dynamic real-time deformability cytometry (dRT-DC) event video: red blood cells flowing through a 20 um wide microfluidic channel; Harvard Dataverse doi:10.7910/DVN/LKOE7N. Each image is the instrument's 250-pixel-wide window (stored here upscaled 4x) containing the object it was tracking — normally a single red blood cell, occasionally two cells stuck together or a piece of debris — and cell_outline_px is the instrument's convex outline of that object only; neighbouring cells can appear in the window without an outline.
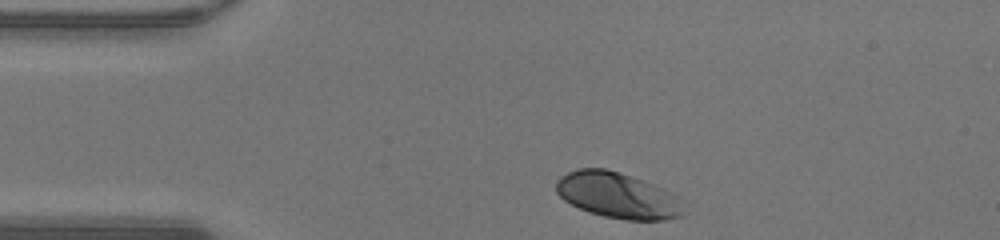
{"species": "human", "species_latin": "Homo sapiens", "temperature_condition": "warm", "stored_images_in_passage": 30, "camera_frame_rate_fps": 3000, "um_per_image_px": 0.085, "donor": {"sex": "male"}, "frame": {"image": 1, "passage_image": 1, "time_ms": 0.0, "image_size_px": [1000, 240], "cell_outline_px": [[680, 216], [664, 220], [624, 220], [604, 216], [588, 212], [564, 200], [556, 192], [556, 180], [560, 176], [576, 168], [604, 168], [664, 188], [672, 192], [676, 196], [680, 212]], "centroid_in_image_um": [52.41, 16.6], "position_along_channel_um": 32.6, "area_um2": 33.41}}
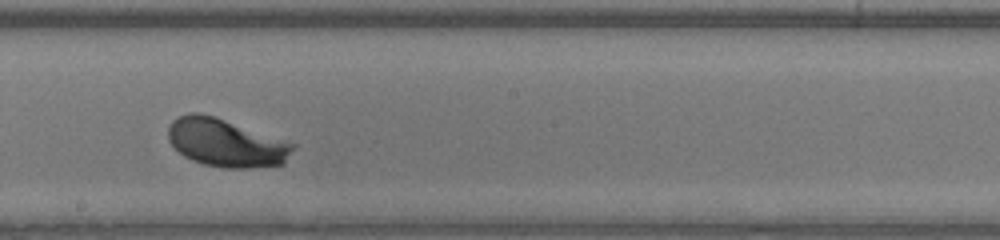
{"frame": {"image": 2, "passage_image": 18, "time_ms": 5.667, "image_size_px": [1000, 240], "cell_outline_px": [[296, 148], [284, 164], [248, 168], [224, 168], [204, 164], [192, 160], [184, 156], [168, 140], [168, 124], [172, 120], [188, 112], [200, 112], [296, 144]], "centroid_in_image_um": [19.2, 12.15], "position_along_channel_um": 229.0, "area_um2": 34.68}}
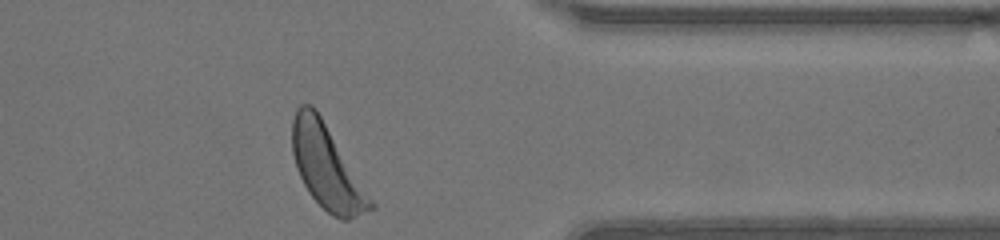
{"frame": {"image": 3, "passage_image": 30, "time_ms": 9.667, "image_size_px": [1000, 240], "cell_outline_px": [[376, 208], [348, 220], [340, 220], [332, 216], [308, 192], [296, 168], [292, 152], [292, 120], [296, 108], [300, 104], [312, 104], [316, 108], [376, 204]], "centroid_in_image_um": [27.78, 14.2], "position_along_channel_um": 383.6, "area_um2": 38.15}, "authors_computed_cell_mechanics": {"area_um2": 34.1598, "velocity_mm_per_s": 4.2605, "shape_relaxation_time_tau1_ms": 1.5737, "shape_relaxation_time_tau2_ms": null, "deformation_change_tau1": 0.1291, "deformation_change_tau2": null}}